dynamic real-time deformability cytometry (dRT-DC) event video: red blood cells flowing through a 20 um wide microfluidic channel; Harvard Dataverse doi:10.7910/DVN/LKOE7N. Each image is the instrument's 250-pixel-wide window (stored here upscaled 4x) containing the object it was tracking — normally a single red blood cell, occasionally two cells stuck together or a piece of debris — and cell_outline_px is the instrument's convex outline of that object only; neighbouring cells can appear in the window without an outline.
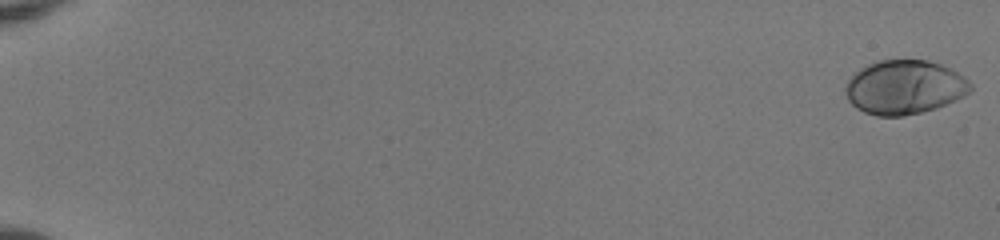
{"species": "human", "species_latin": "Homo sapiens", "temperature_condition": "room temperature", "stored_images_in_passage": 52, "camera_frame_rate_fps": 3000, "um_per_image_px": 0.085, "donor": {"sex": "female"}, "frame": {"image": 1, "passage_image": 1, "time_ms": 0.0, "image_size_px": [1000, 240], "cell_outline_px": [[972, 88], [964, 96], [956, 100], [936, 108], [904, 116], [876, 116], [864, 112], [856, 108], [848, 100], [844, 92], [844, 88], [848, 80], [860, 68], [876, 60], [928, 60], [940, 64], [964, 76], [972, 84]], "centroid_in_image_um": [76.86, 7.42], "position_along_channel_um": 8.1, "area_um2": 39.48}}
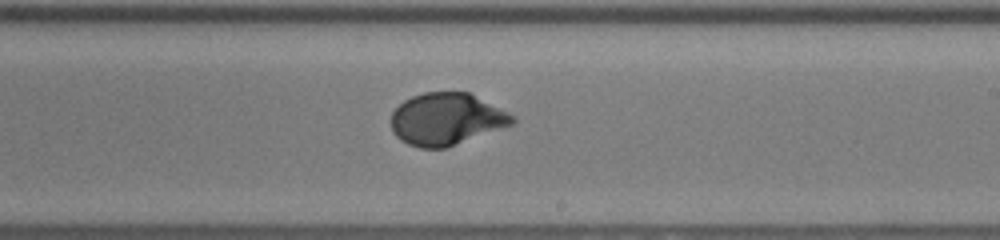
{"frame": {"image": 2, "passage_image": 35, "time_ms": 11.333, "image_size_px": [1000, 240], "cell_outline_px": [[516, 120], [512, 124], [444, 148], [420, 148], [408, 144], [400, 140], [392, 132], [392, 112], [404, 100], [412, 96], [424, 92], [468, 92], [516, 116]], "centroid_in_image_um": [37.92, 10.12], "position_along_channel_um": 251.1, "area_um2": 36.41}}
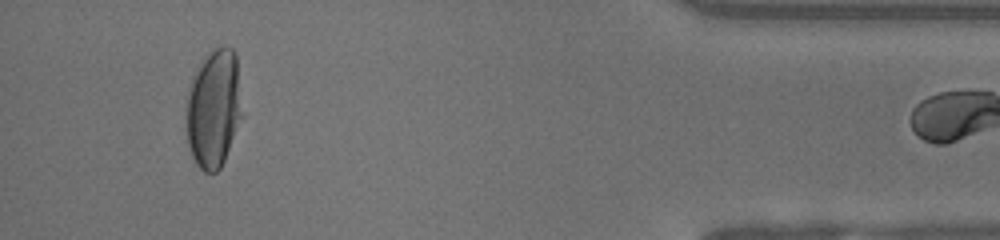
{"frame": {"image": 3, "passage_image": 51, "time_ms": 16.667, "image_size_px": [1000, 240], "cell_outline_px": [[244, 116], [224, 160], [220, 168], [216, 172], [204, 172], [196, 164], [192, 156], [188, 144], [184, 120], [184, 116], [188, 88], [192, 76], [196, 68], [204, 56], [212, 48], [224, 44], [232, 48], [236, 52]], "centroid_in_image_um": [18.16, 9.18], "position_along_channel_um": 417.0, "area_um2": 40.06}}